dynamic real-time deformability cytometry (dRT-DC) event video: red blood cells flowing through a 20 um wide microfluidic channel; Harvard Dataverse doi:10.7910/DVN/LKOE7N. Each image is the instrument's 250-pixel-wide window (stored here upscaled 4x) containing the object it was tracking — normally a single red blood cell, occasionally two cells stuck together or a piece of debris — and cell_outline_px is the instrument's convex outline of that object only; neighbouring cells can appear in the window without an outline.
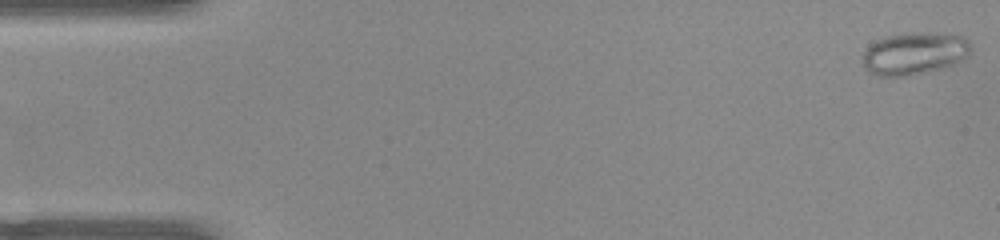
{"species": "common noctule bat (a hibernating species)", "species_latin": "Nyctalus noctula", "temperature_condition": "warm", "stored_images_in_passage": 10, "camera_frame_rate_fps": 3000, "um_per_image_px": 0.085, "animal": {"sex": "female", "body_mass_g": 22.0, "forearm_length_mm": 56.7}, "frame": {"image": 1, "passage_image": 1, "time_ms": 0.0, "image_size_px": [1000, 240], "cell_outline_px": [[972, 48], [968, 56], [952, 64], [940, 68], [908, 76], [876, 76], [868, 72], [864, 68], [860, 56], [876, 40], [884, 36], [908, 32], [928, 32], [964, 36], [968, 40]], "centroid_in_image_um": [77.68, 4.53], "position_along_channel_um": 7.3, "area_um2": 26.99}}